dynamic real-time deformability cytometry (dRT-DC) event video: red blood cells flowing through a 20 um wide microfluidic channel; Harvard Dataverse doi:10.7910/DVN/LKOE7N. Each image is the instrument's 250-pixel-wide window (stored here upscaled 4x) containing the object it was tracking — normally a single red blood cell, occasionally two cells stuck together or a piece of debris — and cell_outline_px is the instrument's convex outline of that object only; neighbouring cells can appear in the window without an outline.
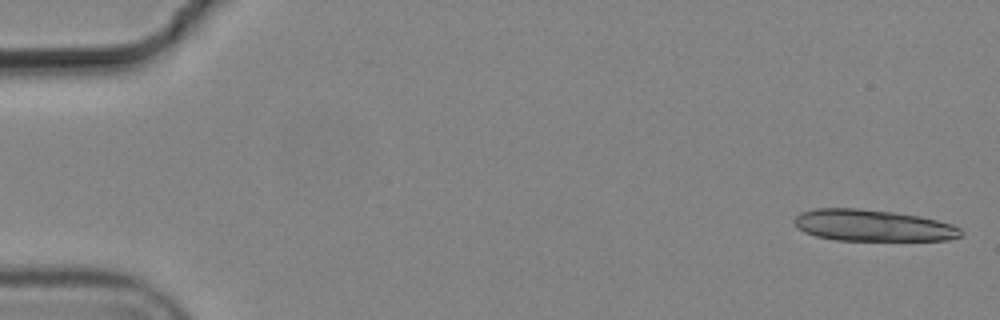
{"species": "common noctule bat (a hibernating species)", "species_latin": "Nyctalus noctula", "temperature_condition": "cold", "stored_images_in_passage": 7, "camera_frame_rate_fps": 3000, "um_per_image_px": 0.085, "animal": {"sex": "male", "body_mass_g": 19.2, "forearm_length_mm": 51.8}, "frame": {"image": 1, "passage_image": 1, "time_ms": 0.0, "image_size_px": [1000, 320], "cell_outline_px": [[964, 232], [960, 236], [948, 240], [836, 240], [816, 236], [804, 232], [796, 228], [792, 220], [800, 212], [816, 208], [856, 208], [892, 212], [920, 216], [952, 224], [960, 228]], "centroid_in_image_um": [74.15, 19.16], "position_along_channel_um": 10.9, "area_um2": 30.69}}
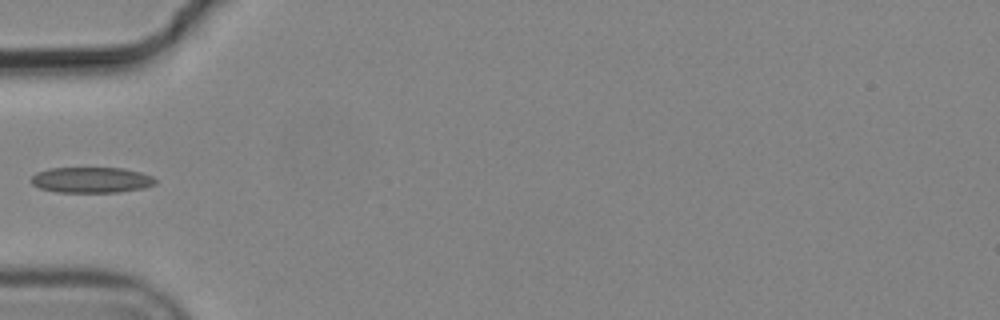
{"frame": {"image": 2, "passage_image": 6, "time_ms": 1.667, "image_size_px": [1000, 320], "cell_outline_px": [[156, 184], [144, 188], [120, 192], [56, 192], [40, 188], [32, 184], [28, 180], [36, 172], [48, 168], [124, 168], [140, 172], [152, 176], [156, 180]], "centroid_in_image_um": [7.74, 15.29], "position_along_channel_um": 77.3, "area_um2": 18.79}}
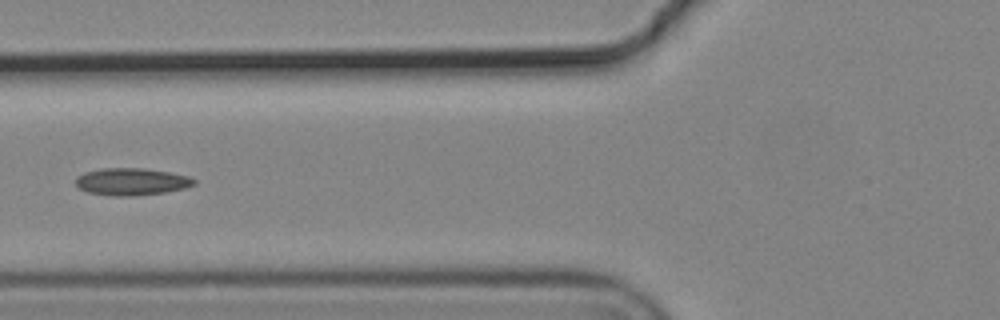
{"frame": {"image": 3, "passage_image": 7, "time_ms": 2.0, "image_size_px": [1000, 320], "cell_outline_px": [[196, 184], [184, 188], [164, 192], [132, 196], [112, 196], [88, 192], [80, 188], [76, 184], [76, 176], [84, 172], [104, 168], [144, 168], [192, 176], [196, 180]], "centroid_in_image_um": [11.2, 15.43], "position_along_channel_um": 114.6, "area_um2": 18.79}}